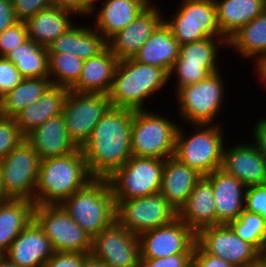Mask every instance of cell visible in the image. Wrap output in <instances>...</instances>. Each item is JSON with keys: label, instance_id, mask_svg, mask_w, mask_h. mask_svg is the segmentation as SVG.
<instances>
[{"label": "cell", "instance_id": "cell-1", "mask_svg": "<svg viewBox=\"0 0 266 267\" xmlns=\"http://www.w3.org/2000/svg\"><path fill=\"white\" fill-rule=\"evenodd\" d=\"M133 110L110 107L81 148L93 178H109L132 156Z\"/></svg>", "mask_w": 266, "mask_h": 267}, {"label": "cell", "instance_id": "cell-2", "mask_svg": "<svg viewBox=\"0 0 266 267\" xmlns=\"http://www.w3.org/2000/svg\"><path fill=\"white\" fill-rule=\"evenodd\" d=\"M92 179L81 148L65 156L43 159L39 165L34 204H61Z\"/></svg>", "mask_w": 266, "mask_h": 267}, {"label": "cell", "instance_id": "cell-3", "mask_svg": "<svg viewBox=\"0 0 266 267\" xmlns=\"http://www.w3.org/2000/svg\"><path fill=\"white\" fill-rule=\"evenodd\" d=\"M169 74L160 67L137 62L133 58L120 60L108 94L112 107L145 110L146 99L168 83Z\"/></svg>", "mask_w": 266, "mask_h": 267}, {"label": "cell", "instance_id": "cell-4", "mask_svg": "<svg viewBox=\"0 0 266 267\" xmlns=\"http://www.w3.org/2000/svg\"><path fill=\"white\" fill-rule=\"evenodd\" d=\"M60 205L92 238L116 220L115 198L106 178H93Z\"/></svg>", "mask_w": 266, "mask_h": 267}, {"label": "cell", "instance_id": "cell-5", "mask_svg": "<svg viewBox=\"0 0 266 267\" xmlns=\"http://www.w3.org/2000/svg\"><path fill=\"white\" fill-rule=\"evenodd\" d=\"M191 126L194 131L189 136L184 133L183 126H179L174 157L206 176L221 168L225 146L223 130L220 124H191Z\"/></svg>", "mask_w": 266, "mask_h": 267}, {"label": "cell", "instance_id": "cell-6", "mask_svg": "<svg viewBox=\"0 0 266 267\" xmlns=\"http://www.w3.org/2000/svg\"><path fill=\"white\" fill-rule=\"evenodd\" d=\"M179 126L169 117L147 109L133 111L132 155L164 160L174 156Z\"/></svg>", "mask_w": 266, "mask_h": 267}, {"label": "cell", "instance_id": "cell-7", "mask_svg": "<svg viewBox=\"0 0 266 267\" xmlns=\"http://www.w3.org/2000/svg\"><path fill=\"white\" fill-rule=\"evenodd\" d=\"M222 74L216 72L206 79L180 87L175 94L182 121L189 124H216L225 98ZM216 117V118H215Z\"/></svg>", "mask_w": 266, "mask_h": 267}, {"label": "cell", "instance_id": "cell-8", "mask_svg": "<svg viewBox=\"0 0 266 267\" xmlns=\"http://www.w3.org/2000/svg\"><path fill=\"white\" fill-rule=\"evenodd\" d=\"M164 159L132 155L108 179L115 204L160 193Z\"/></svg>", "mask_w": 266, "mask_h": 267}, {"label": "cell", "instance_id": "cell-9", "mask_svg": "<svg viewBox=\"0 0 266 267\" xmlns=\"http://www.w3.org/2000/svg\"><path fill=\"white\" fill-rule=\"evenodd\" d=\"M220 46L228 47V39L207 37L179 45L178 58L169 72V81L173 75H176L175 91L180 87L200 82L209 75L221 71L217 66Z\"/></svg>", "mask_w": 266, "mask_h": 267}, {"label": "cell", "instance_id": "cell-10", "mask_svg": "<svg viewBox=\"0 0 266 267\" xmlns=\"http://www.w3.org/2000/svg\"><path fill=\"white\" fill-rule=\"evenodd\" d=\"M33 220L49 238L55 252L90 254L92 237L58 205H35Z\"/></svg>", "mask_w": 266, "mask_h": 267}, {"label": "cell", "instance_id": "cell-11", "mask_svg": "<svg viewBox=\"0 0 266 267\" xmlns=\"http://www.w3.org/2000/svg\"><path fill=\"white\" fill-rule=\"evenodd\" d=\"M163 20L179 45L207 37L226 38L217 23L214 0H182L176 13Z\"/></svg>", "mask_w": 266, "mask_h": 267}, {"label": "cell", "instance_id": "cell-12", "mask_svg": "<svg viewBox=\"0 0 266 267\" xmlns=\"http://www.w3.org/2000/svg\"><path fill=\"white\" fill-rule=\"evenodd\" d=\"M110 107L106 94L68 91L62 114L68 136L77 148L90 139L93 128Z\"/></svg>", "mask_w": 266, "mask_h": 267}, {"label": "cell", "instance_id": "cell-13", "mask_svg": "<svg viewBox=\"0 0 266 267\" xmlns=\"http://www.w3.org/2000/svg\"><path fill=\"white\" fill-rule=\"evenodd\" d=\"M40 158L24 139L3 160V189L8 199L34 202Z\"/></svg>", "mask_w": 266, "mask_h": 267}, {"label": "cell", "instance_id": "cell-14", "mask_svg": "<svg viewBox=\"0 0 266 267\" xmlns=\"http://www.w3.org/2000/svg\"><path fill=\"white\" fill-rule=\"evenodd\" d=\"M177 217L178 212L161 193L122 200L116 205V220L137 236L167 225Z\"/></svg>", "mask_w": 266, "mask_h": 267}, {"label": "cell", "instance_id": "cell-15", "mask_svg": "<svg viewBox=\"0 0 266 267\" xmlns=\"http://www.w3.org/2000/svg\"><path fill=\"white\" fill-rule=\"evenodd\" d=\"M90 255L107 267H140L139 237L115 220L92 238Z\"/></svg>", "mask_w": 266, "mask_h": 267}, {"label": "cell", "instance_id": "cell-16", "mask_svg": "<svg viewBox=\"0 0 266 267\" xmlns=\"http://www.w3.org/2000/svg\"><path fill=\"white\" fill-rule=\"evenodd\" d=\"M196 243L206 252L220 257L234 266L258 261L263 255L249 242L240 238L228 224H219L200 230Z\"/></svg>", "mask_w": 266, "mask_h": 267}, {"label": "cell", "instance_id": "cell-17", "mask_svg": "<svg viewBox=\"0 0 266 267\" xmlns=\"http://www.w3.org/2000/svg\"><path fill=\"white\" fill-rule=\"evenodd\" d=\"M141 258H163L179 253H193L196 234L177 217L171 223L141 233Z\"/></svg>", "mask_w": 266, "mask_h": 267}, {"label": "cell", "instance_id": "cell-18", "mask_svg": "<svg viewBox=\"0 0 266 267\" xmlns=\"http://www.w3.org/2000/svg\"><path fill=\"white\" fill-rule=\"evenodd\" d=\"M153 2L127 27L118 31L108 41V47L118 60L133 58L153 31L163 21L162 10Z\"/></svg>", "mask_w": 266, "mask_h": 267}, {"label": "cell", "instance_id": "cell-19", "mask_svg": "<svg viewBox=\"0 0 266 267\" xmlns=\"http://www.w3.org/2000/svg\"><path fill=\"white\" fill-rule=\"evenodd\" d=\"M243 143L224 146L221 169L246 187L266 184V159L254 143Z\"/></svg>", "mask_w": 266, "mask_h": 267}, {"label": "cell", "instance_id": "cell-20", "mask_svg": "<svg viewBox=\"0 0 266 267\" xmlns=\"http://www.w3.org/2000/svg\"><path fill=\"white\" fill-rule=\"evenodd\" d=\"M54 252L49 238L32 220L4 255L18 267H42Z\"/></svg>", "mask_w": 266, "mask_h": 267}, {"label": "cell", "instance_id": "cell-21", "mask_svg": "<svg viewBox=\"0 0 266 267\" xmlns=\"http://www.w3.org/2000/svg\"><path fill=\"white\" fill-rule=\"evenodd\" d=\"M205 177L212 185L217 225L236 220L244 210L246 186L221 168Z\"/></svg>", "mask_w": 266, "mask_h": 267}, {"label": "cell", "instance_id": "cell-22", "mask_svg": "<svg viewBox=\"0 0 266 267\" xmlns=\"http://www.w3.org/2000/svg\"><path fill=\"white\" fill-rule=\"evenodd\" d=\"M40 160L65 156L74 152L77 147L70 140L63 114L46 120L25 136Z\"/></svg>", "mask_w": 266, "mask_h": 267}, {"label": "cell", "instance_id": "cell-23", "mask_svg": "<svg viewBox=\"0 0 266 267\" xmlns=\"http://www.w3.org/2000/svg\"><path fill=\"white\" fill-rule=\"evenodd\" d=\"M151 1L153 0H103L100 9L93 16L96 18L93 26L108 41L132 23Z\"/></svg>", "mask_w": 266, "mask_h": 267}, {"label": "cell", "instance_id": "cell-24", "mask_svg": "<svg viewBox=\"0 0 266 267\" xmlns=\"http://www.w3.org/2000/svg\"><path fill=\"white\" fill-rule=\"evenodd\" d=\"M202 177L197 170L183 164L174 156L169 157L165 159L160 193L179 212Z\"/></svg>", "mask_w": 266, "mask_h": 267}, {"label": "cell", "instance_id": "cell-25", "mask_svg": "<svg viewBox=\"0 0 266 267\" xmlns=\"http://www.w3.org/2000/svg\"><path fill=\"white\" fill-rule=\"evenodd\" d=\"M118 62V58L107 46L98 55L84 61L78 81L69 90L108 95Z\"/></svg>", "mask_w": 266, "mask_h": 267}, {"label": "cell", "instance_id": "cell-26", "mask_svg": "<svg viewBox=\"0 0 266 267\" xmlns=\"http://www.w3.org/2000/svg\"><path fill=\"white\" fill-rule=\"evenodd\" d=\"M178 217L195 233L217 225L211 182L203 176L195 185Z\"/></svg>", "mask_w": 266, "mask_h": 267}, {"label": "cell", "instance_id": "cell-27", "mask_svg": "<svg viewBox=\"0 0 266 267\" xmlns=\"http://www.w3.org/2000/svg\"><path fill=\"white\" fill-rule=\"evenodd\" d=\"M74 25L47 46L48 52L73 54L82 60L98 55L107 46V40L93 27Z\"/></svg>", "mask_w": 266, "mask_h": 267}, {"label": "cell", "instance_id": "cell-28", "mask_svg": "<svg viewBox=\"0 0 266 267\" xmlns=\"http://www.w3.org/2000/svg\"><path fill=\"white\" fill-rule=\"evenodd\" d=\"M178 53V41L163 20L133 59L142 64L160 67L169 74Z\"/></svg>", "mask_w": 266, "mask_h": 267}, {"label": "cell", "instance_id": "cell-29", "mask_svg": "<svg viewBox=\"0 0 266 267\" xmlns=\"http://www.w3.org/2000/svg\"><path fill=\"white\" fill-rule=\"evenodd\" d=\"M68 91L65 87L51 85L36 102L14 117L19 131L26 136L49 118L61 114Z\"/></svg>", "mask_w": 266, "mask_h": 267}, {"label": "cell", "instance_id": "cell-30", "mask_svg": "<svg viewBox=\"0 0 266 267\" xmlns=\"http://www.w3.org/2000/svg\"><path fill=\"white\" fill-rule=\"evenodd\" d=\"M71 15L75 14L54 5L40 10L25 21L28 39L47 48L51 42L75 25Z\"/></svg>", "mask_w": 266, "mask_h": 267}, {"label": "cell", "instance_id": "cell-31", "mask_svg": "<svg viewBox=\"0 0 266 267\" xmlns=\"http://www.w3.org/2000/svg\"><path fill=\"white\" fill-rule=\"evenodd\" d=\"M217 23L229 39L266 9V0H214Z\"/></svg>", "mask_w": 266, "mask_h": 267}, {"label": "cell", "instance_id": "cell-32", "mask_svg": "<svg viewBox=\"0 0 266 267\" xmlns=\"http://www.w3.org/2000/svg\"><path fill=\"white\" fill-rule=\"evenodd\" d=\"M228 46L244 59H256L257 67L266 58V9L230 37Z\"/></svg>", "mask_w": 266, "mask_h": 267}, {"label": "cell", "instance_id": "cell-33", "mask_svg": "<svg viewBox=\"0 0 266 267\" xmlns=\"http://www.w3.org/2000/svg\"><path fill=\"white\" fill-rule=\"evenodd\" d=\"M35 204L28 200H6L0 207V255L33 220Z\"/></svg>", "mask_w": 266, "mask_h": 267}, {"label": "cell", "instance_id": "cell-34", "mask_svg": "<svg viewBox=\"0 0 266 267\" xmlns=\"http://www.w3.org/2000/svg\"><path fill=\"white\" fill-rule=\"evenodd\" d=\"M5 58L15 65L24 78L49 77L47 48L32 40L27 39L9 51Z\"/></svg>", "mask_w": 266, "mask_h": 267}, {"label": "cell", "instance_id": "cell-35", "mask_svg": "<svg viewBox=\"0 0 266 267\" xmlns=\"http://www.w3.org/2000/svg\"><path fill=\"white\" fill-rule=\"evenodd\" d=\"M51 85L49 77L24 78L0 99V115L14 118L21 110L36 102Z\"/></svg>", "mask_w": 266, "mask_h": 267}, {"label": "cell", "instance_id": "cell-36", "mask_svg": "<svg viewBox=\"0 0 266 267\" xmlns=\"http://www.w3.org/2000/svg\"><path fill=\"white\" fill-rule=\"evenodd\" d=\"M48 63L52 85L70 89L81 75L84 60L66 52H48Z\"/></svg>", "mask_w": 266, "mask_h": 267}, {"label": "cell", "instance_id": "cell-37", "mask_svg": "<svg viewBox=\"0 0 266 267\" xmlns=\"http://www.w3.org/2000/svg\"><path fill=\"white\" fill-rule=\"evenodd\" d=\"M228 225L244 241L253 245L262 255L266 253V220L246 210Z\"/></svg>", "mask_w": 266, "mask_h": 267}, {"label": "cell", "instance_id": "cell-38", "mask_svg": "<svg viewBox=\"0 0 266 267\" xmlns=\"http://www.w3.org/2000/svg\"><path fill=\"white\" fill-rule=\"evenodd\" d=\"M24 139L25 136L19 131L15 119L0 115V161Z\"/></svg>", "mask_w": 266, "mask_h": 267}, {"label": "cell", "instance_id": "cell-39", "mask_svg": "<svg viewBox=\"0 0 266 267\" xmlns=\"http://www.w3.org/2000/svg\"><path fill=\"white\" fill-rule=\"evenodd\" d=\"M28 39L25 21H17L0 33V57L17 46L22 45Z\"/></svg>", "mask_w": 266, "mask_h": 267}, {"label": "cell", "instance_id": "cell-40", "mask_svg": "<svg viewBox=\"0 0 266 267\" xmlns=\"http://www.w3.org/2000/svg\"><path fill=\"white\" fill-rule=\"evenodd\" d=\"M244 210L266 220V184L246 187Z\"/></svg>", "mask_w": 266, "mask_h": 267}, {"label": "cell", "instance_id": "cell-41", "mask_svg": "<svg viewBox=\"0 0 266 267\" xmlns=\"http://www.w3.org/2000/svg\"><path fill=\"white\" fill-rule=\"evenodd\" d=\"M23 79L24 77L11 61L5 57H0V99Z\"/></svg>", "mask_w": 266, "mask_h": 267}, {"label": "cell", "instance_id": "cell-42", "mask_svg": "<svg viewBox=\"0 0 266 267\" xmlns=\"http://www.w3.org/2000/svg\"><path fill=\"white\" fill-rule=\"evenodd\" d=\"M193 253H179L163 258H141L140 267H192Z\"/></svg>", "mask_w": 266, "mask_h": 267}, {"label": "cell", "instance_id": "cell-43", "mask_svg": "<svg viewBox=\"0 0 266 267\" xmlns=\"http://www.w3.org/2000/svg\"><path fill=\"white\" fill-rule=\"evenodd\" d=\"M17 20L26 21L40 10L53 6V0H11Z\"/></svg>", "mask_w": 266, "mask_h": 267}, {"label": "cell", "instance_id": "cell-44", "mask_svg": "<svg viewBox=\"0 0 266 267\" xmlns=\"http://www.w3.org/2000/svg\"><path fill=\"white\" fill-rule=\"evenodd\" d=\"M90 254L73 252H54L42 267H81Z\"/></svg>", "mask_w": 266, "mask_h": 267}, {"label": "cell", "instance_id": "cell-45", "mask_svg": "<svg viewBox=\"0 0 266 267\" xmlns=\"http://www.w3.org/2000/svg\"><path fill=\"white\" fill-rule=\"evenodd\" d=\"M192 267H235L220 257L206 253L197 243L192 254Z\"/></svg>", "mask_w": 266, "mask_h": 267}, {"label": "cell", "instance_id": "cell-46", "mask_svg": "<svg viewBox=\"0 0 266 267\" xmlns=\"http://www.w3.org/2000/svg\"><path fill=\"white\" fill-rule=\"evenodd\" d=\"M18 20L15 16L11 0H0V33Z\"/></svg>", "mask_w": 266, "mask_h": 267}, {"label": "cell", "instance_id": "cell-47", "mask_svg": "<svg viewBox=\"0 0 266 267\" xmlns=\"http://www.w3.org/2000/svg\"><path fill=\"white\" fill-rule=\"evenodd\" d=\"M253 127L254 144L259 149L262 156L266 159V118L258 119Z\"/></svg>", "mask_w": 266, "mask_h": 267}, {"label": "cell", "instance_id": "cell-48", "mask_svg": "<svg viewBox=\"0 0 266 267\" xmlns=\"http://www.w3.org/2000/svg\"><path fill=\"white\" fill-rule=\"evenodd\" d=\"M53 5L72 12L75 16L84 17V0H53Z\"/></svg>", "mask_w": 266, "mask_h": 267}, {"label": "cell", "instance_id": "cell-49", "mask_svg": "<svg viewBox=\"0 0 266 267\" xmlns=\"http://www.w3.org/2000/svg\"><path fill=\"white\" fill-rule=\"evenodd\" d=\"M97 0H84V16L93 15L97 9ZM99 1V0H98ZM92 13V14H91Z\"/></svg>", "mask_w": 266, "mask_h": 267}, {"label": "cell", "instance_id": "cell-50", "mask_svg": "<svg viewBox=\"0 0 266 267\" xmlns=\"http://www.w3.org/2000/svg\"><path fill=\"white\" fill-rule=\"evenodd\" d=\"M81 267H107L100 260L95 259L91 255H89L82 263Z\"/></svg>", "mask_w": 266, "mask_h": 267}, {"label": "cell", "instance_id": "cell-51", "mask_svg": "<svg viewBox=\"0 0 266 267\" xmlns=\"http://www.w3.org/2000/svg\"><path fill=\"white\" fill-rule=\"evenodd\" d=\"M258 71V75L260 76V80L263 81L266 87V58L257 66L254 67Z\"/></svg>", "mask_w": 266, "mask_h": 267}, {"label": "cell", "instance_id": "cell-52", "mask_svg": "<svg viewBox=\"0 0 266 267\" xmlns=\"http://www.w3.org/2000/svg\"><path fill=\"white\" fill-rule=\"evenodd\" d=\"M235 267H266V260L264 256H262L258 261L246 264V265H240Z\"/></svg>", "mask_w": 266, "mask_h": 267}, {"label": "cell", "instance_id": "cell-53", "mask_svg": "<svg viewBox=\"0 0 266 267\" xmlns=\"http://www.w3.org/2000/svg\"><path fill=\"white\" fill-rule=\"evenodd\" d=\"M0 267H18L11 262L5 255H0Z\"/></svg>", "mask_w": 266, "mask_h": 267}, {"label": "cell", "instance_id": "cell-54", "mask_svg": "<svg viewBox=\"0 0 266 267\" xmlns=\"http://www.w3.org/2000/svg\"><path fill=\"white\" fill-rule=\"evenodd\" d=\"M0 199H8L5 195V191L3 189V180H2V166L0 163Z\"/></svg>", "mask_w": 266, "mask_h": 267}, {"label": "cell", "instance_id": "cell-55", "mask_svg": "<svg viewBox=\"0 0 266 267\" xmlns=\"http://www.w3.org/2000/svg\"><path fill=\"white\" fill-rule=\"evenodd\" d=\"M6 200H9V199H0V207Z\"/></svg>", "mask_w": 266, "mask_h": 267}]
</instances>
